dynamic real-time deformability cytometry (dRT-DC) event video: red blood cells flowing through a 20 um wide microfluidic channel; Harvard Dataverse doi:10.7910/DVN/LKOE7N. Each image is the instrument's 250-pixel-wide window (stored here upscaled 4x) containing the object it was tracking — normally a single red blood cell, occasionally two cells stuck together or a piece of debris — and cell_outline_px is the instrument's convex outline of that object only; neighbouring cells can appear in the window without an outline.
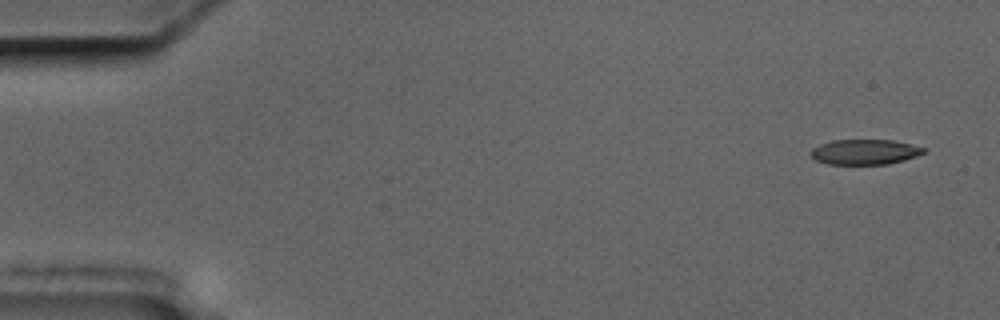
{"species": "common noctule bat (a hibernating species)", "species_latin": "Nyctalus noctula", "temperature_condition": "cold", "stored_images_in_passage": 4, "camera_frame_rate_fps": 3000, "um_per_image_px": 0.085, "animal": {"sex": "male", "body_mass_g": 17.5, "forearm_length_mm": 52.3}, "frame": {"image": 1, "passage_image": 1, "time_ms": 0.0, "image_size_px": [1000, 320], "cell_outline_px": [[928, 148], [924, 152], [916, 156], [904, 160], [888, 164], [828, 164], [816, 160], [812, 156], [812, 148], [820, 144], [832, 140], [892, 140]], "centroid_in_image_um": [73.53, 12.91], "position_along_channel_um": 11.5, "area_um2": 16.47}}
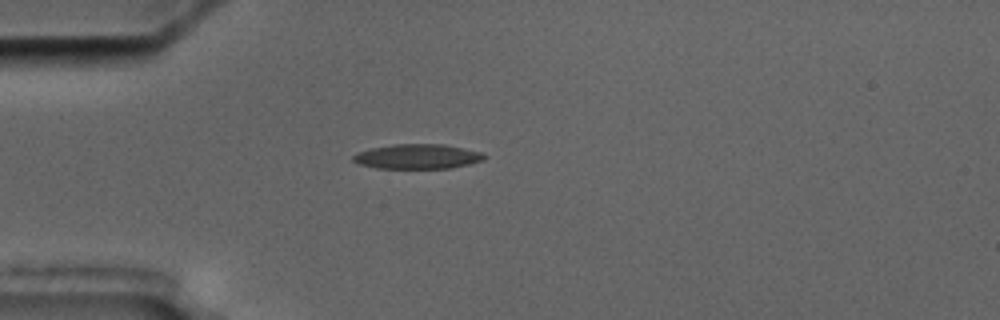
{"frame": {"image": 2, "passage_image": 4, "time_ms": 4.333, "image_size_px": [1000, 320], "cell_outline_px": [[488, 156], [484, 160], [452, 168], [376, 168], [360, 164], [352, 160], [352, 156], [356, 152], [372, 148], [392, 144], [444, 144], [480, 152]], "centroid_in_image_um": [35.48, 13.3], "position_along_channel_um": 49.5, "area_um2": 18.9}}